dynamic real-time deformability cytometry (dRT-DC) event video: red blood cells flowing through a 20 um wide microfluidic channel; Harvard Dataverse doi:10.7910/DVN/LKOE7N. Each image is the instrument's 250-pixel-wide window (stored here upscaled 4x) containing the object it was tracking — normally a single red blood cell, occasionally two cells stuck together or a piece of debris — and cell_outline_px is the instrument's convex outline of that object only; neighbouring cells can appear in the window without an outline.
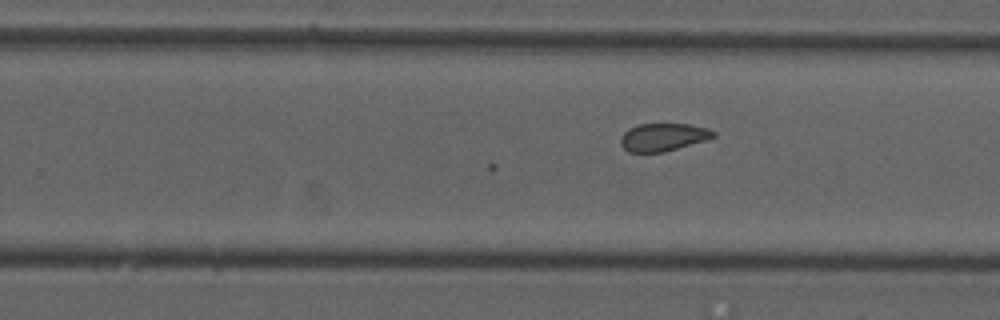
{"species": "common noctule bat (a hibernating species)", "species_latin": "Nyctalus noctula", "temperature_condition": "cold", "stored_images_in_passage": 23, "camera_frame_rate_fps": 3000, "um_per_image_px": 0.085, "animal": {"sex": "male", "forearm_length_mm": 52.5}, "frame": {"image": 1, "passage_image": 23, "time_ms": 7.333, "image_size_px": [1000, 320], "cell_outline_px": [[716, 136], [708, 140], [664, 152], [628, 152], [620, 144], [620, 140], [624, 132], [628, 128], [640, 124], [688, 124], [708, 128], [716, 132]], "centroid_in_image_um": [56.39, 11.66], "position_along_channel_um": 273.4, "area_um2": 15.14}}